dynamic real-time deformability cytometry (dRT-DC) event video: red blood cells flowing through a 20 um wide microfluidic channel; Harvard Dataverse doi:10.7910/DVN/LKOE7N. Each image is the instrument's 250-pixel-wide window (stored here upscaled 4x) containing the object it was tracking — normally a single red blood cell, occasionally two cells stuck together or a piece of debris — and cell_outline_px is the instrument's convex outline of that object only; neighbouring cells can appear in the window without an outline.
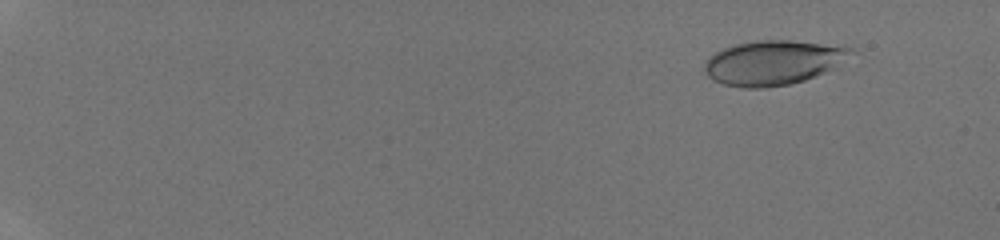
{"species": "human", "species_latin": "Homo sapiens", "temperature_condition": "room temperature", "stored_images_in_passage": 47, "camera_frame_rate_fps": 3000, "um_per_image_px": 0.085, "donor": {"sex": "male"}, "frame": {"image": 1, "passage_image": 6, "time_ms": 1.667, "image_size_px": [1000, 240], "cell_outline_px": [[852, 52], [832, 68], [824, 72], [804, 80], [788, 84], [764, 88], [744, 88], [724, 84], [712, 80], [708, 76], [704, 68], [704, 60], [708, 56], [724, 48], [736, 44], [760, 40], [788, 40], [844, 44], [852, 48]], "centroid_in_image_um": [65.69, 5.3], "position_along_channel_um": 19.3, "area_um2": 37.97}}
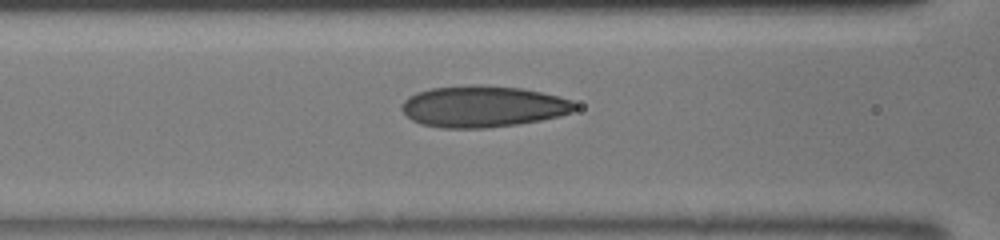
{"frame": {"image": 2, "passage_image": 24, "time_ms": 7.667, "image_size_px": [1000, 240], "cell_outline_px": [[576, 108], [572, 112], [560, 116], [540, 120], [516, 124], [484, 128], [440, 128], [420, 124], [412, 120], [400, 108], [404, 100], [408, 96], [416, 92], [432, 88], [480, 84], [520, 88], [560, 96], [572, 100], [576, 104]], "centroid_in_image_um": [41.04, 9.05], "position_along_channel_um": 125.6, "area_um2": 41.85}}
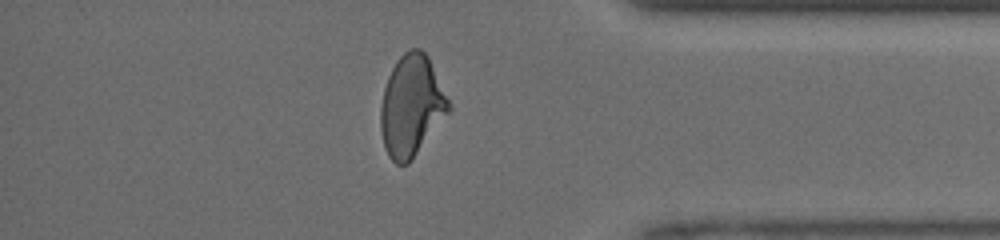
{"frame": {"image": 3, "passage_image": 42, "time_ms": 13.667, "image_size_px": [1000, 240], "cell_outline_px": [[452, 108], [412, 160], [408, 164], [396, 164], [388, 156], [384, 148], [380, 128], [380, 108], [384, 88], [388, 76], [396, 60], [404, 52], [412, 48], [420, 48], [428, 56], [452, 104]], "centroid_in_image_um": [34.98, 9.0], "position_along_channel_um": 400.2, "area_um2": 40.34}}